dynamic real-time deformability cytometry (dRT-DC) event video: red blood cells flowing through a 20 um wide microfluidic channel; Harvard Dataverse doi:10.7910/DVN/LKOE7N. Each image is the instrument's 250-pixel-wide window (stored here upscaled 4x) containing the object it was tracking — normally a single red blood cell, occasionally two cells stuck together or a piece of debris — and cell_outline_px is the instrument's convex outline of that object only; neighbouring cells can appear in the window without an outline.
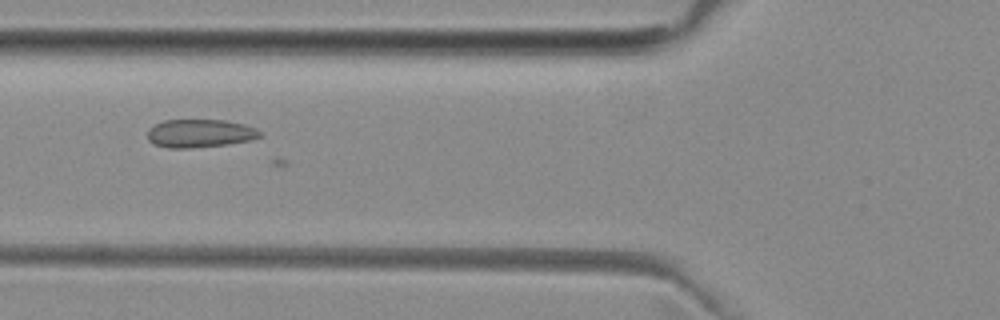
{"species": "common noctule bat (a hibernating species)", "species_latin": "Nyctalus noctula", "temperature_condition": "room temperature", "stored_images_in_passage": 7, "camera_frame_rate_fps": 3000, "um_per_image_px": 0.085, "animal": {"sex": "female", "body_mass_g": 29.2, "forearm_length_mm": 56.3}, "frame": {"image": 1, "passage_image": 4, "time_ms": 1.0, "image_size_px": [1000, 320], "cell_outline_px": [[260, 136], [248, 140], [224, 144], [188, 148], [168, 148], [156, 144], [148, 140], [148, 128], [164, 120], [224, 120], [244, 124], [256, 128], [260, 132]], "centroid_in_image_um": [16.95, 11.32], "position_along_channel_um": 108.8, "area_um2": 18.15}}